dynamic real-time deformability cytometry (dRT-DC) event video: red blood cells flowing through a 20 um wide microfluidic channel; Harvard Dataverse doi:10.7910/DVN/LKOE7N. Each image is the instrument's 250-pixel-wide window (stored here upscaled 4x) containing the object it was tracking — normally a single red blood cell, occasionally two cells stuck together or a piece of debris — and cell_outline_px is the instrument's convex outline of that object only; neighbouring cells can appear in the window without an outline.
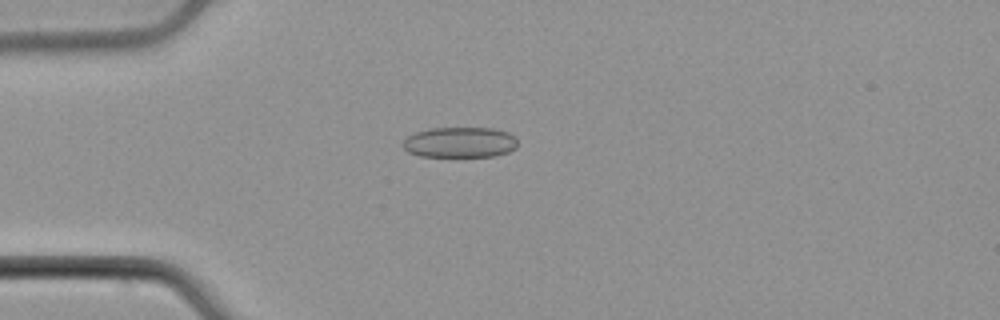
{"species": "common noctule bat (a hibernating species)", "species_latin": "Nyctalus noctula", "temperature_condition": "cold", "stored_images_in_passage": 36, "camera_frame_rate_fps": 3000, "um_per_image_px": 0.085, "animal": {"sex": "male", "body_mass_g": 21.5, "forearm_length_mm": 52.0}, "frame": {"image": 1, "passage_image": 1, "time_ms": 0.0, "image_size_px": [1000, 320], "cell_outline_px": [[516, 148], [508, 152], [496, 156], [420, 156], [408, 152], [404, 148], [404, 140], [408, 136], [416, 132], [432, 128], [492, 128], [508, 132], [516, 140]], "centroid_in_image_um": [39.1, 12.1], "position_along_channel_um": 45.9, "area_um2": 20.23}}
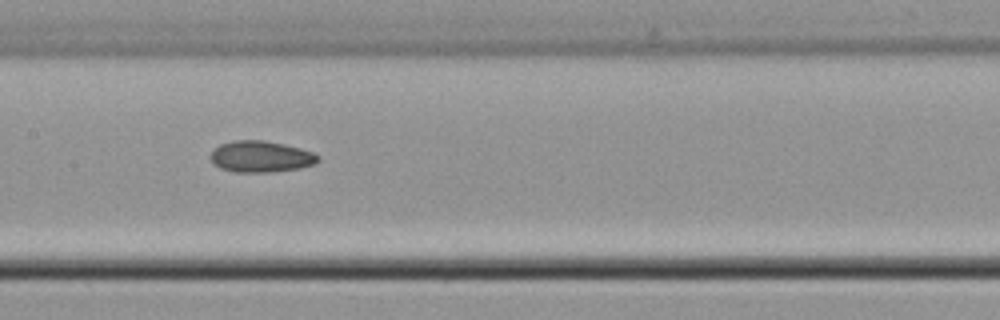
{"frame": {"image": 2, "passage_image": 13, "time_ms": 4.0, "image_size_px": [1000, 320], "cell_outline_px": [[320, 160], [316, 164], [300, 168], [272, 172], [236, 172], [220, 168], [212, 164], [208, 156], [212, 148], [220, 144], [236, 140], [264, 140], [284, 144], [300, 148], [312, 152], [320, 156]], "centroid_in_image_um": [22.14, 13.31], "position_along_channel_um": 185.3, "area_um2": 20.0}}
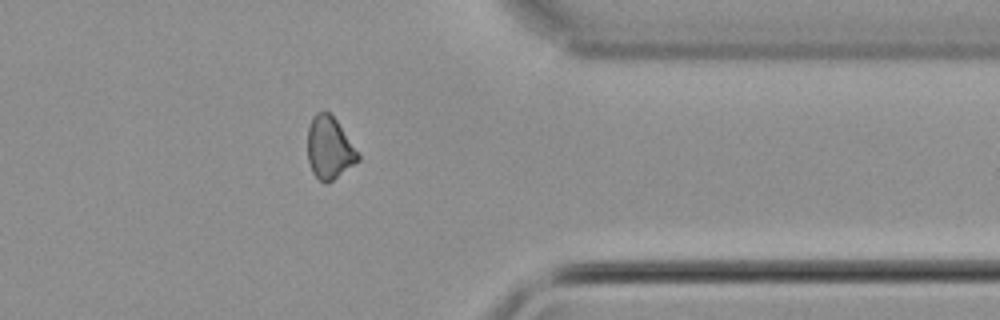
{"frame": {"image": 3, "passage_image": 29, "time_ms": 9.333, "image_size_px": [1000, 320], "cell_outline_px": [[360, 160], [328, 184], [324, 184], [312, 172], [308, 160], [308, 128], [312, 116], [316, 112], [328, 112], [336, 120], [360, 156]], "centroid_in_image_um": [27.98, 12.6], "position_along_channel_um": 383.4, "area_um2": 18.15}}